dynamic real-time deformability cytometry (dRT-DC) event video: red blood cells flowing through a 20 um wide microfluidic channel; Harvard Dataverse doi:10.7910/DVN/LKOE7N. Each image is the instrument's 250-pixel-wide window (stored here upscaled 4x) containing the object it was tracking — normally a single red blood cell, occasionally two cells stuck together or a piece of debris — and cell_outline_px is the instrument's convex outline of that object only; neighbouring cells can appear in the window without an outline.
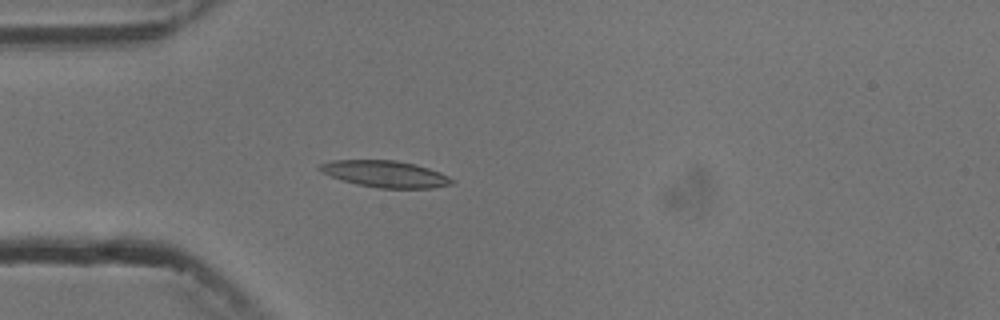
{"species": "common noctule bat (a hibernating species)", "species_latin": "Nyctalus noctula", "temperature_condition": "cold", "stored_images_in_passage": 2, "camera_frame_rate_fps": 3000, "um_per_image_px": 0.085, "animal": {"sex": "male", "body_mass_g": 13.3}, "frame": {"image": 1, "passage_image": 2, "time_ms": 1.333, "image_size_px": [1000, 320], "cell_outline_px": [[456, 180], [452, 184], [432, 188], [380, 188], [356, 184], [320, 172], [316, 168], [320, 164], [332, 160], [396, 160], [416, 164], [440, 172]], "centroid_in_image_um": [32.76, 14.78], "position_along_channel_um": 52.2, "area_um2": 20.52}}